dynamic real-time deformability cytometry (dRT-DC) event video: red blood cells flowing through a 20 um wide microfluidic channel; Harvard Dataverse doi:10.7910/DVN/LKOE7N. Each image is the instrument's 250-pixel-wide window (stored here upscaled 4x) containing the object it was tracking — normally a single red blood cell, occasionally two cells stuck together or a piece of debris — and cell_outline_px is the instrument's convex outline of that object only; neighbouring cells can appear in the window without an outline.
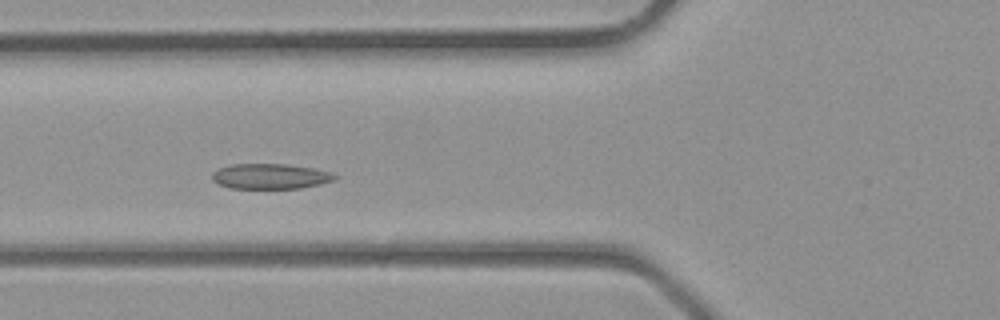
{"species": "common noctule bat (a hibernating species)", "species_latin": "Nyctalus noctula", "temperature_condition": "room temperature", "stored_images_in_passage": 31, "camera_frame_rate_fps": 3000, "um_per_image_px": 0.085, "animal": {"sex": "male", "body_mass_g": 23.1, "forearm_length_mm": 52.7}, "frame": {"image": 1, "passage_image": 7, "time_ms": 2.0, "image_size_px": [1000, 320], "cell_outline_px": [[336, 180], [320, 184], [300, 188], [232, 188], [220, 184], [212, 180], [212, 172], [220, 168], [232, 164], [288, 164], [312, 168], [328, 172], [336, 176]], "centroid_in_image_um": [22.97, 14.98], "position_along_channel_um": 102.8, "area_um2": 17.86}}
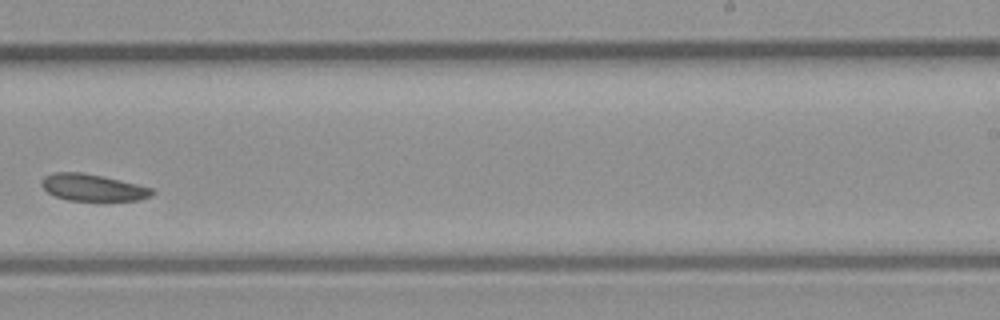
{"frame": {"image": 2, "passage_image": 17, "time_ms": 5.333, "image_size_px": [1000, 320], "cell_outline_px": [[156, 192], [152, 196], [140, 200], [68, 200], [56, 196], [48, 192], [40, 184], [40, 180], [44, 176], [52, 172], [80, 172], [104, 176], [152, 188]], "centroid_in_image_um": [7.88, 15.93], "position_along_channel_um": 281.1, "area_um2": 17.28}}
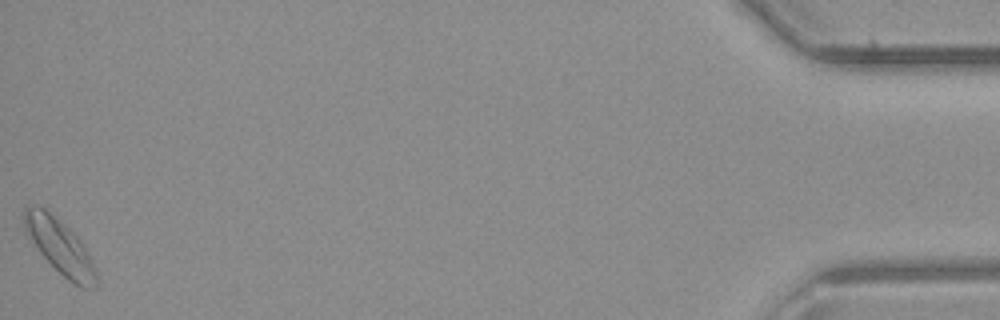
{"frame": {"image": 3, "passage_image": 31, "time_ms": 10.0, "image_size_px": [1000, 320], "cell_outline_px": [[96, 288], [80, 288], [68, 280], [40, 252], [24, 228], [24, 208], [28, 204], [40, 204], [64, 224], [80, 240], [88, 252], [92, 260], [96, 272]], "centroid_in_image_um": [5.09, 20.93], "position_along_channel_um": 430.1, "area_um2": 22.6}}